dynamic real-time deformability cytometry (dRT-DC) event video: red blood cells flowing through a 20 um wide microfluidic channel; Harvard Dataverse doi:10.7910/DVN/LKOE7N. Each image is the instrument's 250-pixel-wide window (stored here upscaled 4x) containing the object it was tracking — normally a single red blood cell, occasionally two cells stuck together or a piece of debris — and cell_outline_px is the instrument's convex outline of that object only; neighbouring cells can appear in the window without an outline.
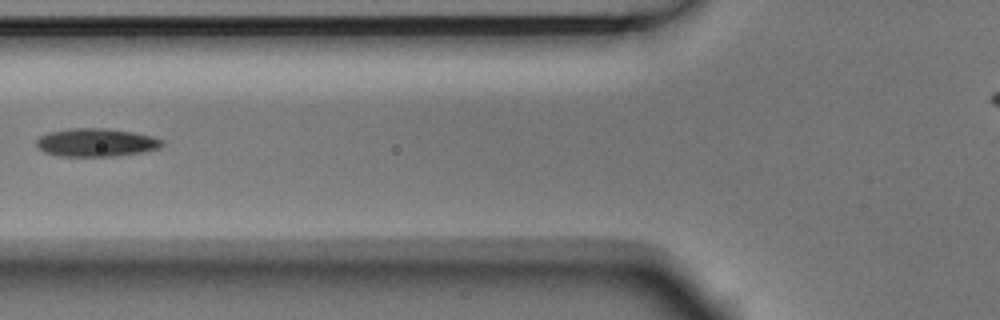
{"species": "Egyptian fruit bat (a non-hibernating species)", "species_latin": "Rousettus aegyptiacus", "temperature_condition": "room temperature", "stored_images_in_passage": 5, "camera_frame_rate_fps": 3000, "um_per_image_px": 0.085, "animal": {"sex": "male"}, "frame": {"image": 1, "passage_image": 4, "time_ms": 1.0, "image_size_px": [1000, 320], "cell_outline_px": [[164, 144], [160, 148], [140, 152], [116, 156], [60, 156], [44, 152], [36, 144], [36, 140], [40, 136], [48, 132], [68, 128], [104, 128], [132, 132], [152, 136], [164, 140]], "centroid_in_image_um": [8.17, 12.11], "position_along_channel_um": 117.6, "area_um2": 20.63}}
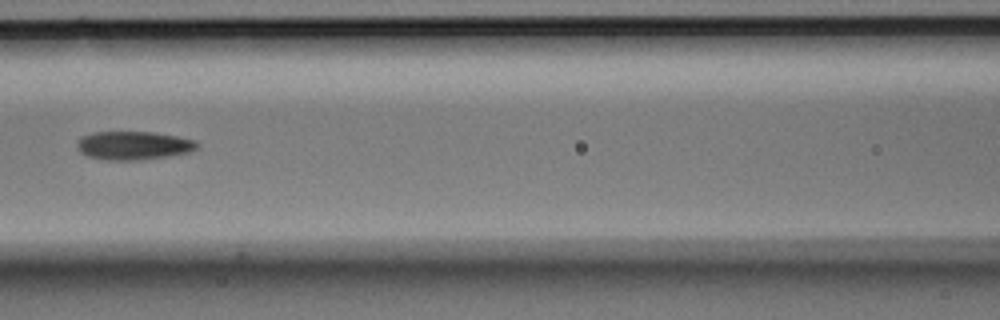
{"frame": {"image": 2, "passage_image": 5, "time_ms": 1.333, "image_size_px": [1000, 320], "cell_outline_px": [[200, 148], [188, 152], [168, 156], [136, 160], [108, 160], [88, 156], [80, 152], [76, 144], [76, 140], [80, 136], [92, 132], [152, 132], [176, 136], [196, 140], [200, 144]], "centroid_in_image_um": [11.34, 12.36], "position_along_channel_um": 155.3, "area_um2": 20.06}}